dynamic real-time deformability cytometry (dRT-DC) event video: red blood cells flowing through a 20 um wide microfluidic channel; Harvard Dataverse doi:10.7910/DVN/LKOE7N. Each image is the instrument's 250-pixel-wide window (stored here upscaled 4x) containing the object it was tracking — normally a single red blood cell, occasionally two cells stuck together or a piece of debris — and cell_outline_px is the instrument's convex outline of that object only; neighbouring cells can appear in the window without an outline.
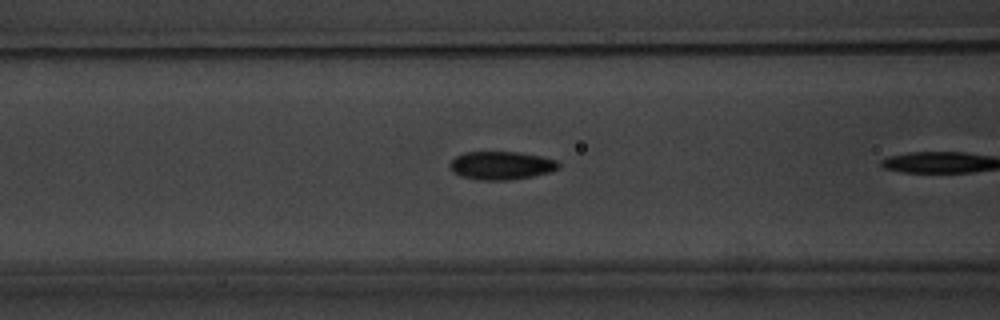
{"species": "common noctule bat (a hibernating species)", "species_latin": "Nyctalus noctula", "temperature_condition": "warm", "stored_images_in_passage": 9, "camera_frame_rate_fps": 3000, "um_per_image_px": 0.085, "animal": {"sex": "male", "body_mass_g": 20.1, "forearm_length_mm": 53.5}, "frame": {"image": 1, "passage_image": 8, "time_ms": 2.333, "image_size_px": [1000, 320], "cell_outline_px": [[560, 168], [548, 172], [532, 176], [508, 180], [480, 180], [460, 176], [452, 172], [448, 164], [456, 156], [464, 152], [516, 152], [540, 156], [556, 160], [560, 164]], "centroid_in_image_um": [42.57, 14.07], "position_along_channel_um": 124.0, "area_um2": 17.86}}